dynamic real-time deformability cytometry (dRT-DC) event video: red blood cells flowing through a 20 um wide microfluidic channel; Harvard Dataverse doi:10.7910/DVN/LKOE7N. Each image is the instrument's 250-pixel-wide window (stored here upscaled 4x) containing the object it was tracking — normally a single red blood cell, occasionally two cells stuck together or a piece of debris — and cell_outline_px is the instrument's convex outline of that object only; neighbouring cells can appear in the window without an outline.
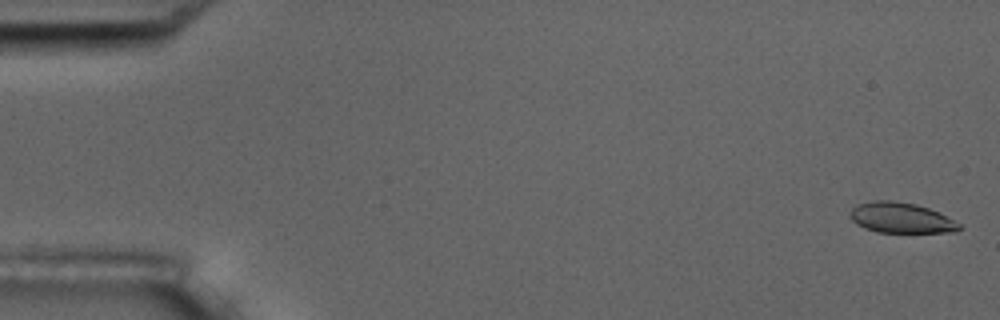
{"species": "common noctule bat (a hibernating species)", "species_latin": "Nyctalus noctula", "temperature_condition": "room temperature", "stored_images_in_passage": 6, "camera_frame_rate_fps": 3000, "um_per_image_px": 0.085, "animal": {"sex": "male", "body_mass_g": 17.5, "forearm_length_mm": 52.3}, "frame": {"image": 1, "passage_image": 1, "time_ms": 0.0, "image_size_px": [1000, 320], "cell_outline_px": [[960, 228], [956, 232], [876, 232], [864, 228], [856, 224], [848, 216], [848, 212], [856, 204], [872, 200], [892, 200], [916, 204], [928, 208], [960, 224]], "centroid_in_image_um": [76.49, 18.51], "position_along_channel_um": 8.5, "area_um2": 19.36}}
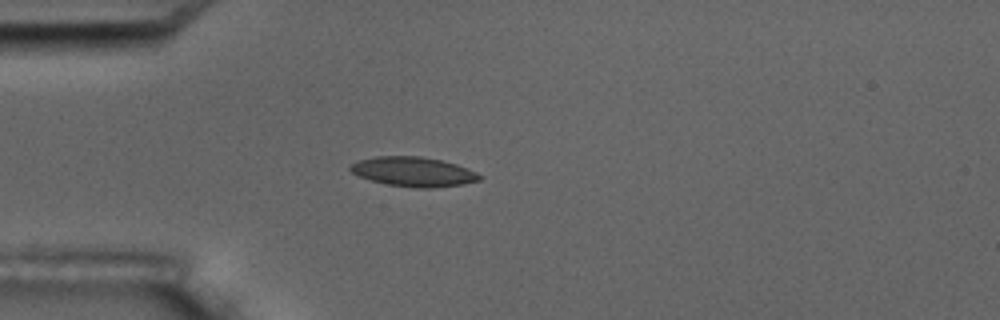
{"frame": {"image": 2, "passage_image": 5, "time_ms": 4.667, "image_size_px": [1000, 320], "cell_outline_px": [[484, 176], [480, 180], [464, 184], [432, 188], [420, 188], [384, 184], [360, 176], [352, 172], [348, 168], [352, 164], [360, 160], [376, 156], [420, 156], [440, 160], [456, 164], [468, 168]], "centroid_in_image_um": [35.18, 14.6], "position_along_channel_um": 49.8, "area_um2": 22.2}}